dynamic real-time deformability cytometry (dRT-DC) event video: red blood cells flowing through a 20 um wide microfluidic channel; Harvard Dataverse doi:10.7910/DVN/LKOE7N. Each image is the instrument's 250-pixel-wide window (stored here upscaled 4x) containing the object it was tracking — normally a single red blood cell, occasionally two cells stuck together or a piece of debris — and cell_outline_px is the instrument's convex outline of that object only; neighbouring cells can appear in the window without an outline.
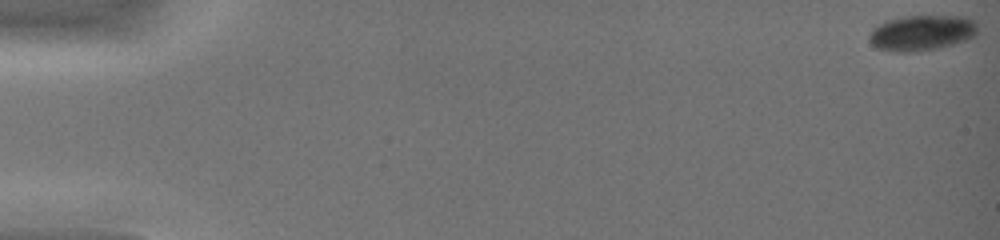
{"species": "common noctule bat (a hibernating species)", "species_latin": "Nyctalus noctula", "temperature_condition": "warm", "stored_images_in_passage": 46, "camera_frame_rate_fps": 3000, "um_per_image_px": 0.085, "animal": {"sex": "female", "body_mass_g": 19.0, "forearm_length_mm": 51.5}, "frame": {"image": 1, "passage_image": 1, "time_ms": 0.0, "image_size_px": [1000, 240], "cell_outline_px": [[976, 36], [952, 44], [936, 48], [916, 52], [892, 52], [876, 48], [872, 44], [868, 36], [872, 28], [884, 20], [908, 16], [968, 16], [976, 24]], "centroid_in_image_um": [78.3, 2.79], "position_along_channel_um": 6.7, "area_um2": 22.54}}
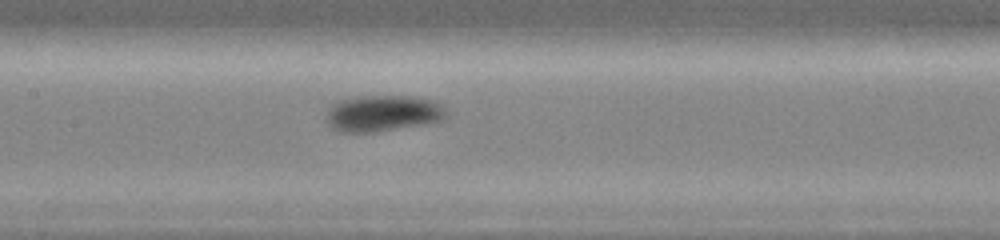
{"frame": {"image": 2, "passage_image": 25, "time_ms": 8.0, "image_size_px": [1000, 240], "cell_outline_px": [[444, 120], [424, 124], [376, 132], [340, 132], [332, 128], [328, 124], [328, 112], [332, 104], [336, 100], [364, 96], [408, 96], [432, 100], [440, 104], [444, 108]], "centroid_in_image_um": [32.52, 9.63], "position_along_channel_um": 174.9, "area_um2": 25.14}}
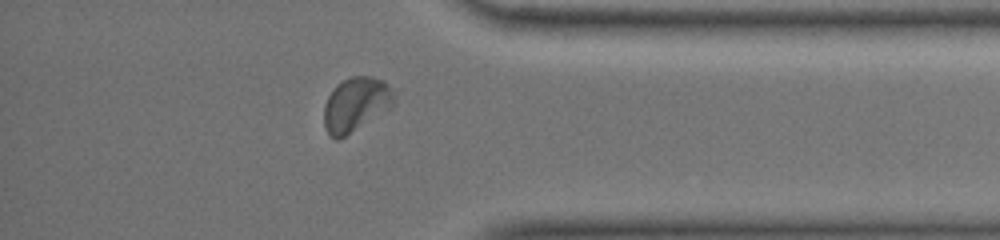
{"frame": {"image": 3, "passage_image": 41, "time_ms": 13.333, "image_size_px": [1000, 240], "cell_outline_px": [[400, 88], [396, 104], [340, 140], [336, 140], [328, 136], [324, 124], [324, 104], [328, 96], [336, 84], [352, 76], [372, 76], [384, 80]], "centroid_in_image_um": [30.34, 8.85], "position_along_channel_um": 404.9, "area_um2": 23.12}, "authors_computed_cell_mechanics": {"area_um2": 22.7732, "velocity_mm_per_s": 4.3663, "shape_relaxation_time_tau1_ms": 1.2477, "shape_relaxation_time_tau2_ms": 5.0072, "deformation_change_tau1": 0.06, "deformation_change_tau2": 0.085}}